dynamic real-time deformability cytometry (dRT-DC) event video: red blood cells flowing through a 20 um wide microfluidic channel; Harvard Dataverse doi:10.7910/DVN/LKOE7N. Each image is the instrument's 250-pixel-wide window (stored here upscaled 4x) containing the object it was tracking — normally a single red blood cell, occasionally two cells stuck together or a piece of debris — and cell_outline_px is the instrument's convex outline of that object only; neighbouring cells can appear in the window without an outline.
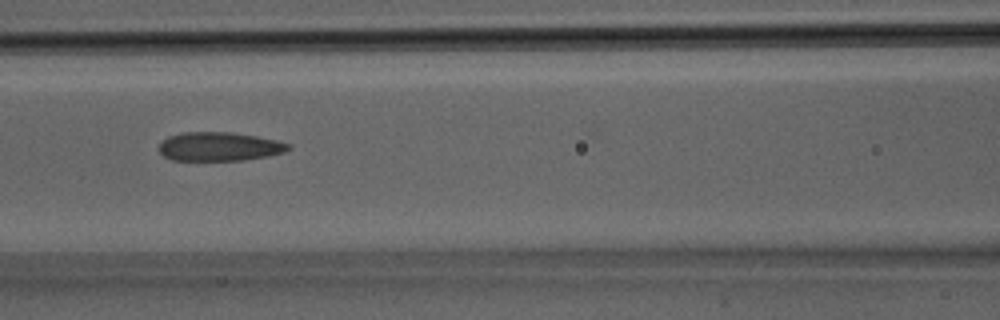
{"species": "Egyptian fruit bat (a non-hibernating species)", "species_latin": "Rousettus aegyptiacus", "temperature_condition": "room temperature", "stored_images_in_passage": 31, "camera_frame_rate_fps": 3000, "um_per_image_px": 0.085, "animal": {"sex": "male"}, "frame": {"image": 1, "passage_image": 14, "time_ms": 4.333, "image_size_px": [1000, 320], "cell_outline_px": [[292, 148], [284, 152], [268, 156], [244, 160], [172, 160], [164, 156], [160, 152], [160, 144], [168, 136], [184, 132], [232, 132], [256, 136], [276, 140], [292, 144]], "centroid_in_image_um": [18.68, 12.45], "position_along_channel_um": 147.9, "area_um2": 21.73}}
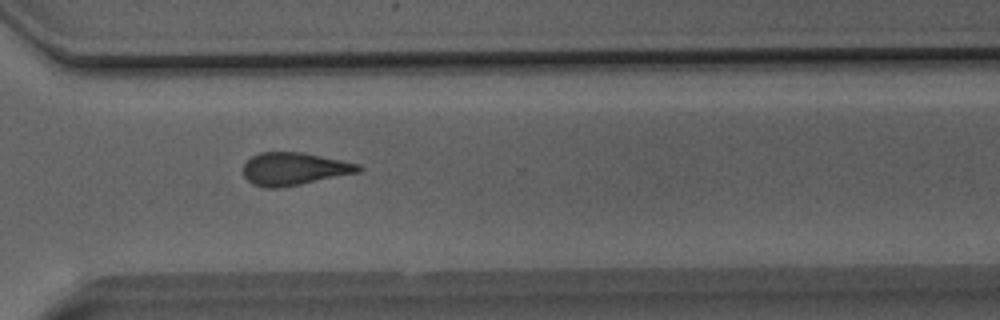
{"frame": {"image": 2, "passage_image": 23, "time_ms": 7.333, "image_size_px": [1000, 320], "cell_outline_px": [[364, 168], [360, 172], [280, 188], [264, 188], [252, 184], [244, 176], [244, 164], [252, 156], [260, 152], [300, 152], [360, 164]], "centroid_in_image_um": [25.0, 14.36], "position_along_channel_um": 345.6, "area_um2": 21.85}}
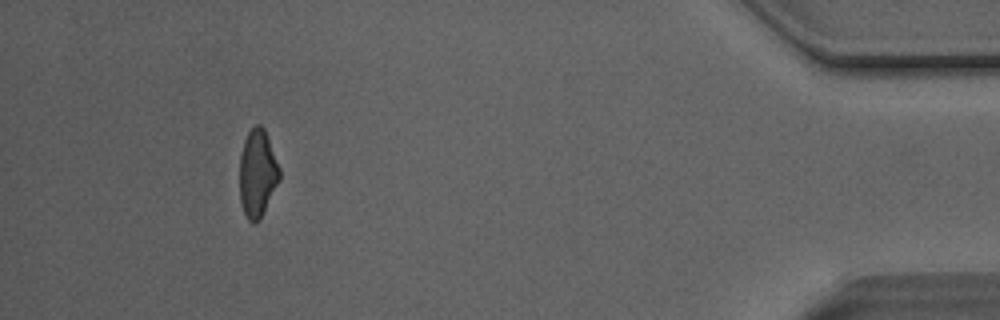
{"frame": {"image": 3, "passage_image": 29, "time_ms": 9.333, "image_size_px": [1000, 320], "cell_outline_px": [[280, 180], [260, 220], [256, 224], [252, 224], [248, 220], [244, 212], [240, 200], [240, 152], [244, 140], [248, 132], [256, 124], [260, 124], [264, 128], [280, 168]], "centroid_in_image_um": [21.89, 14.76], "position_along_channel_um": 413.3, "area_um2": 20.52}}